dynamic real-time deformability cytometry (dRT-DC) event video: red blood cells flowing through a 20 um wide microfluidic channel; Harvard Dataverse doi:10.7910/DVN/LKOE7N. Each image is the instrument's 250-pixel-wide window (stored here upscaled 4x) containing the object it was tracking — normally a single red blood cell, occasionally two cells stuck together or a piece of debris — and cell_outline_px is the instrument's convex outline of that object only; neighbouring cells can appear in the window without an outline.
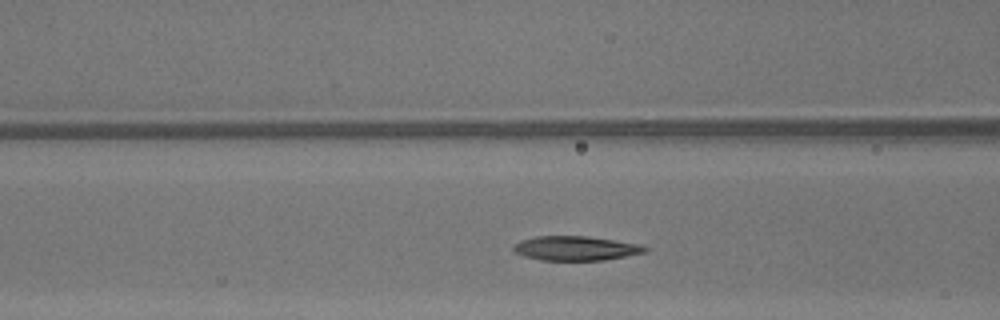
{"species": "common noctule bat (a hibernating species)", "species_latin": "Nyctalus noctula", "temperature_condition": "warm", "stored_images_in_passage": 29, "camera_frame_rate_fps": 3000, "um_per_image_px": 0.085, "animal": {"sex": "male", "body_mass_g": 13.3}, "frame": {"image": 1, "passage_image": 11, "time_ms": 3.333, "image_size_px": [1000, 320], "cell_outline_px": [[648, 252], [604, 260], [540, 260], [524, 256], [516, 252], [512, 248], [516, 244], [524, 240], [536, 236], [588, 236], [644, 244], [648, 248]], "centroid_in_image_um": [49.03, 21.1], "position_along_channel_um": 117.6, "area_um2": 18.73}}
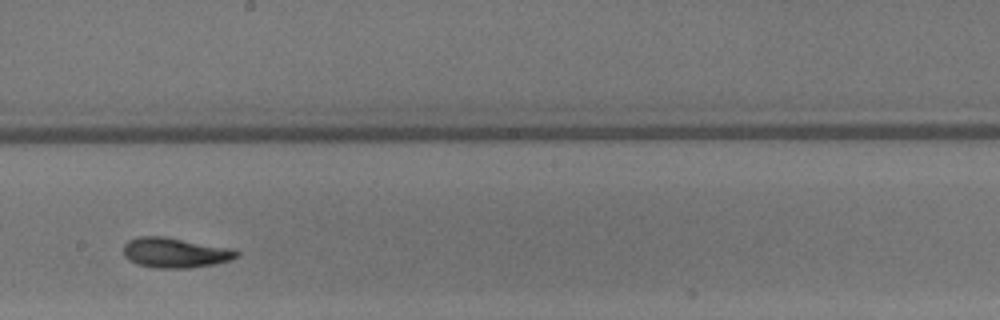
{"frame": {"image": 2, "passage_image": 19, "time_ms": 6.0, "image_size_px": [1000, 320], "cell_outline_px": [[240, 256], [232, 260], [212, 264], [188, 268], [152, 268], [136, 264], [128, 260], [124, 256], [124, 244], [128, 240], [140, 236], [164, 236], [228, 248], [240, 252]], "centroid_in_image_um": [14.85, 21.49], "position_along_channel_um": 233.4, "area_um2": 19.83}}
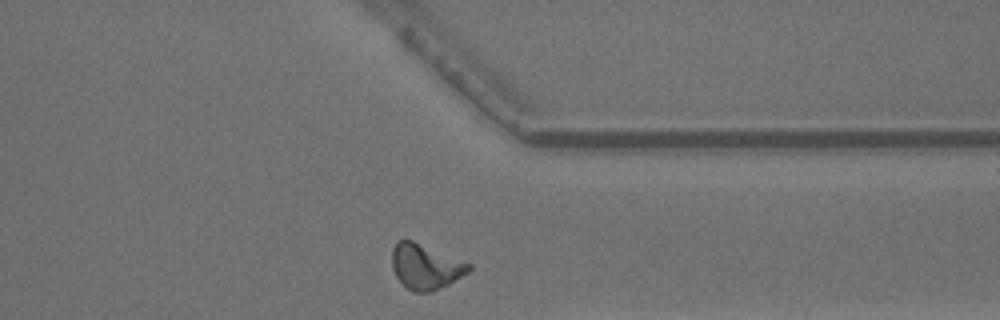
{"frame": {"image": 3, "passage_image": 29, "time_ms": 9.333, "image_size_px": [1000, 320], "cell_outline_px": [[472, 268], [468, 272], [448, 284], [432, 292], [412, 292], [396, 276], [392, 268], [392, 248], [400, 240], [412, 240], [472, 264]], "centroid_in_image_um": [36.17, 22.66], "position_along_channel_um": 375.2, "area_um2": 20.0}, "authors_computed_cell_mechanics": {"area_um2": 18.9584, "velocity_mm_per_s": 4.3487, "shape_relaxation_time_tau1_ms": 3.8083, "shape_relaxation_time_tau2_ms": 3.0737, "deformation_change_tau1": 0.1615, "deformation_change_tau2": 0.0946}}